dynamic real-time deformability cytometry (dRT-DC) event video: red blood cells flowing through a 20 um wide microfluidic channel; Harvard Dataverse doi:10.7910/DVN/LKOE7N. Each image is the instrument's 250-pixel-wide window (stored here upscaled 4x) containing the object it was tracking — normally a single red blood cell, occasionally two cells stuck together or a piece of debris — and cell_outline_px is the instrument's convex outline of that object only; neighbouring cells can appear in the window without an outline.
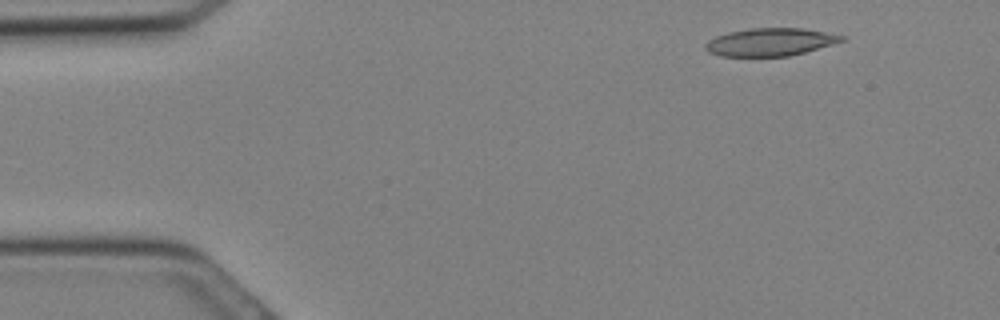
{"species": "Egyptian fruit bat (a non-hibernating species)", "species_latin": "Rousettus aegyptiacus", "temperature_condition": "cold", "stored_images_in_passage": 29, "camera_frame_rate_fps": 3000, "um_per_image_px": 0.085, "animal": {"sex": "female"}, "frame": {"image": 1, "passage_image": 2, "time_ms": 0.333, "image_size_px": [1000, 320], "cell_outline_px": [[848, 40], [804, 52], [788, 56], [720, 56], [708, 52], [704, 48], [704, 44], [708, 40], [716, 36], [728, 32], [752, 28], [804, 28], [848, 36]], "centroid_in_image_um": [65.5, 3.57], "position_along_channel_um": 19.5, "area_um2": 22.25}}
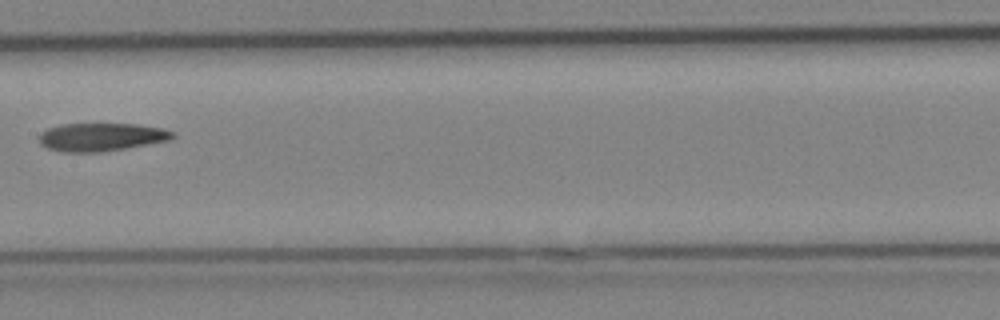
{"frame": {"image": 2, "passage_image": 14, "time_ms": 4.333, "image_size_px": [1000, 320], "cell_outline_px": [[176, 136], [172, 140], [100, 152], [60, 152], [48, 148], [40, 144], [40, 132], [48, 128], [60, 124], [140, 124], [164, 128], [176, 132]], "centroid_in_image_um": [8.65, 11.64], "position_along_channel_um": 198.7, "area_um2": 22.08}}
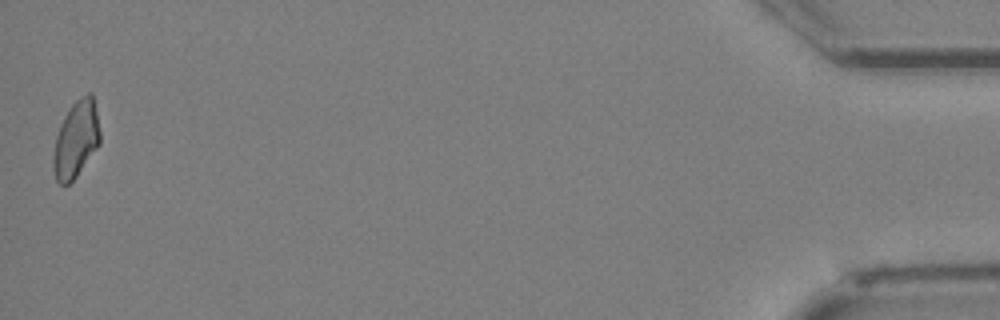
{"frame": {"image": 3, "passage_image": 29, "time_ms": 9.333, "image_size_px": [1000, 320], "cell_outline_px": [[100, 144], [76, 176], [68, 184], [60, 184], [56, 180], [52, 168], [52, 160], [56, 136], [60, 124], [64, 116], [72, 104], [80, 96], [88, 92], [92, 92], [100, 132]], "centroid_in_image_um": [6.45, 11.83], "position_along_channel_um": 428.7, "area_um2": 20.87}}